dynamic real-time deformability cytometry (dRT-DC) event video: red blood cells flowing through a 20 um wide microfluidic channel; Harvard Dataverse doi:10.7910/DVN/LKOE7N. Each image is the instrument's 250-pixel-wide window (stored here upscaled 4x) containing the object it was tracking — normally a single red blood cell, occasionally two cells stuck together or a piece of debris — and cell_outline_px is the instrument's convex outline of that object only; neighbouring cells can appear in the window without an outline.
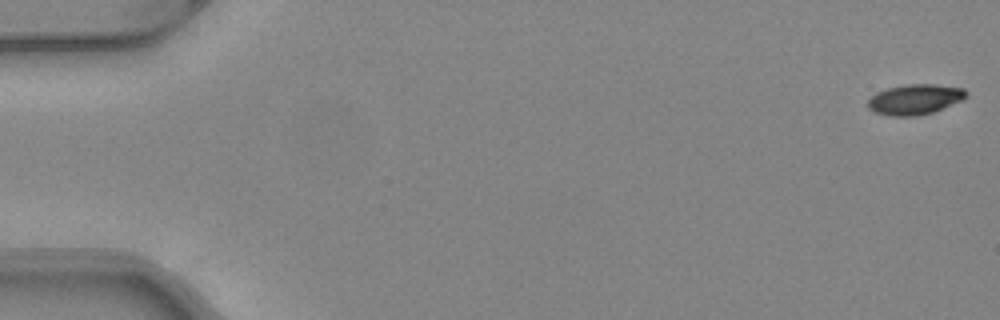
{"species": "common noctule bat (a hibernating species)", "species_latin": "Nyctalus noctula", "temperature_condition": "warm", "stored_images_in_passage": 51, "camera_frame_rate_fps": 3000, "um_per_image_px": 0.085, "animal": {"sex": "female", "body_mass_g": 24.6, "forearm_length_mm": 56.2}, "frame": {"image": 1, "passage_image": 1, "time_ms": 0.0, "image_size_px": [1000, 320], "cell_outline_px": [[968, 96], [964, 100], [932, 112], [916, 116], [892, 116], [876, 112], [868, 108], [868, 100], [876, 92], [888, 88], [904, 84], [936, 84], [964, 88], [968, 92]], "centroid_in_image_um": [77.81, 8.43], "position_along_channel_um": 7.2, "area_um2": 17.46}}
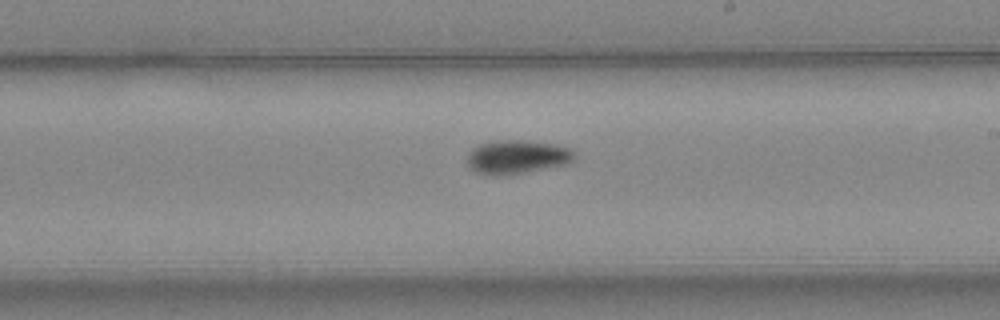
{"frame": {"image": 2, "passage_image": 30, "time_ms": 9.667, "image_size_px": [1000, 320], "cell_outline_px": [[576, 160], [568, 164], [524, 172], [496, 176], [488, 176], [476, 172], [468, 168], [468, 152], [476, 144], [496, 140], [524, 140], [552, 144], [572, 148], [576, 152]], "centroid_in_image_um": [43.94, 13.34], "position_along_channel_um": 245.1, "area_um2": 21.5}}
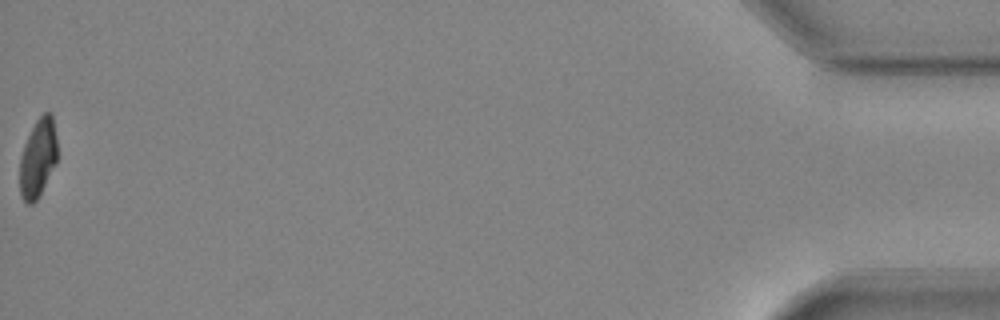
{"frame": {"image": 3, "passage_image": 51, "time_ms": 16.667, "image_size_px": [1000, 320], "cell_outline_px": [[56, 164], [36, 200], [32, 204], [28, 204], [20, 196], [20, 156], [24, 144], [36, 120], [44, 112], [52, 112], [56, 136]], "centroid_in_image_um": [3.22, 13.41], "position_along_channel_um": 432.0, "area_um2": 17.05}, "authors_computed_cell_mechanics": {"area_um2": 19.074, "velocity_mm_per_s": 4.1052, "shape_relaxation_time_tau1_ms": 4.2766, "shape_relaxation_time_tau2_ms": null, "deformation_change_tau1": 0.1729, "deformation_change_tau2": null}}